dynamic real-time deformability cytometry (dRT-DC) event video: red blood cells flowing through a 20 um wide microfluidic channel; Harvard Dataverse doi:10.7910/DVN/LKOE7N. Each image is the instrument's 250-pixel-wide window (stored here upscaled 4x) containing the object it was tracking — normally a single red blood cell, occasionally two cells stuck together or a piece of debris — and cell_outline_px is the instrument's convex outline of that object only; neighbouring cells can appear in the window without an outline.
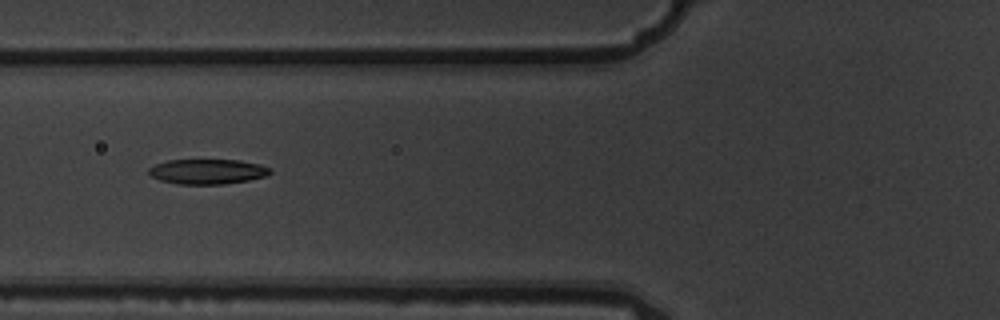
{"species": "common noctule bat (a hibernating species)", "species_latin": "Nyctalus noctula", "temperature_condition": "warm", "stored_images_in_passage": 8, "camera_frame_rate_fps": 3000, "um_per_image_px": 0.085, "animal": {"sex": "male", "body_mass_g": 19.5, "forearm_length_mm": 54.6}, "frame": {"image": 1, "passage_image": 6, "time_ms": 1.667, "image_size_px": [1000, 320], "cell_outline_px": [[272, 172], [264, 176], [248, 180], [224, 184], [180, 184], [160, 180], [152, 176], [148, 172], [148, 168], [156, 164], [168, 160], [240, 160], [260, 164], [272, 168]], "centroid_in_image_um": [17.65, 14.57], "position_along_channel_um": 108.1, "area_um2": 17.63}}
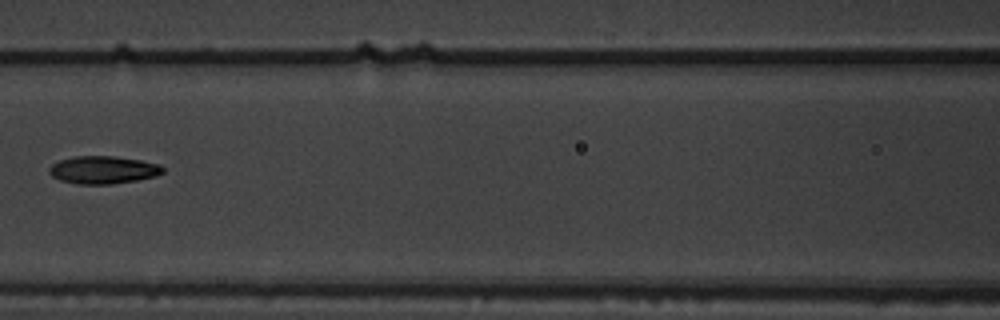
{"frame": {"image": 2, "passage_image": 7, "time_ms": 2.0, "image_size_px": [1000, 320], "cell_outline_px": [[164, 172], [156, 176], [136, 180], [112, 184], [76, 184], [60, 180], [52, 176], [48, 172], [48, 168], [52, 164], [60, 160], [72, 156], [116, 156], [140, 160], [160, 164], [164, 168]], "centroid_in_image_um": [8.76, 14.43], "position_along_channel_um": 157.8, "area_um2": 18.5}}
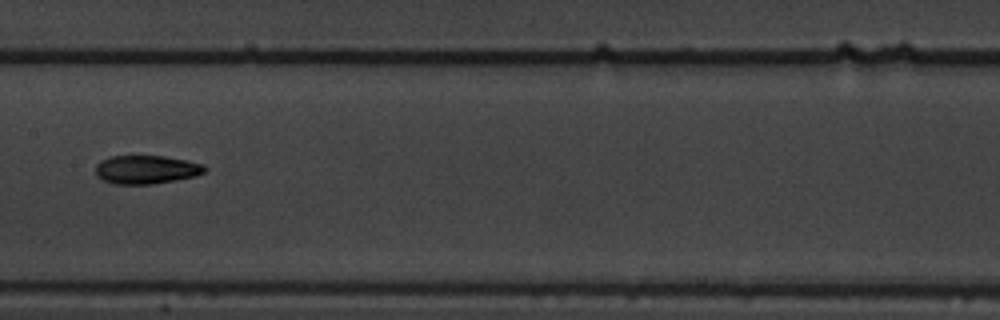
{"frame": {"image": 3, "passage_image": 8, "time_ms": 2.333, "image_size_px": [1000, 320], "cell_outline_px": [[208, 168], [204, 172], [196, 176], [176, 180], [152, 184], [116, 184], [104, 180], [96, 176], [96, 164], [100, 160], [112, 156], [164, 156], [188, 160], [204, 164]], "centroid_in_image_um": [12.46, 14.41], "position_along_channel_um": 194.9, "area_um2": 18.26}}